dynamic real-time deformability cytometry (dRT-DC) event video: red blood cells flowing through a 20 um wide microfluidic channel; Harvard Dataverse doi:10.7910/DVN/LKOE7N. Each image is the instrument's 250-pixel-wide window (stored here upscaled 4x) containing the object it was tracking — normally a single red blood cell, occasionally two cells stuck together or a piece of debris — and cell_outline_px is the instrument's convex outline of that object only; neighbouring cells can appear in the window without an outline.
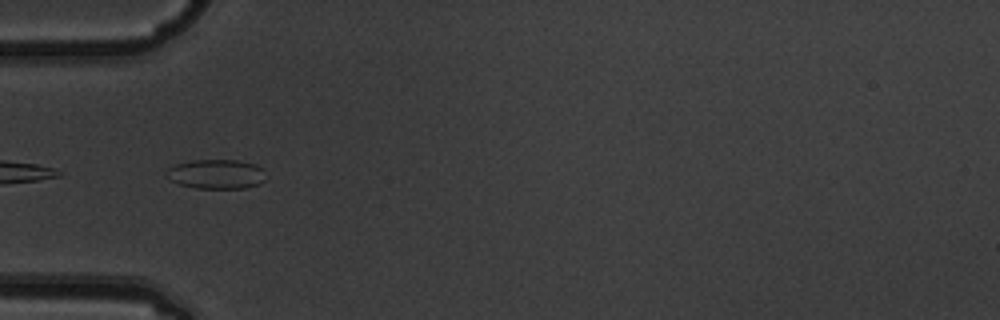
{"species": "common noctule bat (a hibernating species)", "species_latin": "Nyctalus noctula", "temperature_condition": "warm", "stored_images_in_passage": 6, "camera_frame_rate_fps": 3000, "um_per_image_px": 0.085, "animal": {"sex": "male", "body_mass_g": 19.5, "forearm_length_mm": 54.6}, "frame": {"image": 1, "passage_image": 4, "time_ms": 1.0, "image_size_px": [1000, 320], "cell_outline_px": [[268, 176], [260, 184], [244, 188], [196, 188], [180, 184], [172, 180], [168, 168], [176, 164], [192, 160], [236, 160], [256, 164]], "centroid_in_image_um": [18.47, 14.79], "position_along_channel_um": 66.5, "area_um2": 16.82}}
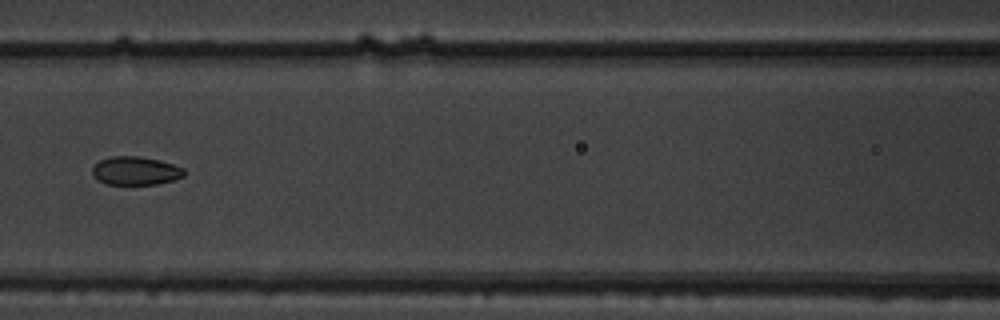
{"frame": {"image": 2, "passage_image": 6, "time_ms": 1.667, "image_size_px": [1000, 320], "cell_outline_px": [[184, 176], [172, 180], [156, 184], [108, 184], [100, 180], [92, 172], [92, 168], [100, 160], [112, 156], [140, 156], [160, 160], [184, 168]], "centroid_in_image_um": [11.54, 14.5], "position_along_channel_um": 155.1, "area_um2": 14.97}}